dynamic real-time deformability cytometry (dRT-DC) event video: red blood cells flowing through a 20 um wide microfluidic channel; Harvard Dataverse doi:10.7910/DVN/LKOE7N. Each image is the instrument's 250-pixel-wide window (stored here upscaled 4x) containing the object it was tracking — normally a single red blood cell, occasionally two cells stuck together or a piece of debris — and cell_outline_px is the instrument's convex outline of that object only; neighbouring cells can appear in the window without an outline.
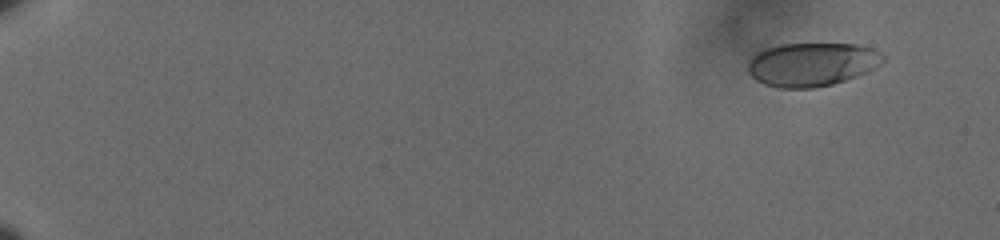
{"species": "human", "species_latin": "Homo sapiens", "temperature_condition": "cold", "stored_images_in_passage": 51, "camera_frame_rate_fps": 3000, "um_per_image_px": 0.085, "donor": {"sex": "male"}, "frame": {"image": 1, "passage_image": 4, "time_ms": 1.0, "image_size_px": [1000, 240], "cell_outline_px": [[884, 60], [876, 68], [868, 72], [832, 84], [812, 88], [780, 88], [764, 84], [756, 80], [748, 72], [748, 60], [756, 52], [780, 44], [856, 44], [872, 48], [884, 56]], "centroid_in_image_um": [68.99, 5.47], "position_along_channel_um": 16.0, "area_um2": 34.33}}
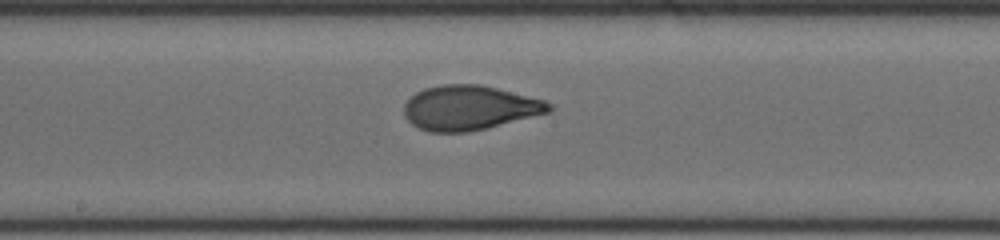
{"frame": {"image": 2, "passage_image": 29, "time_ms": 9.333, "image_size_px": [1000, 240], "cell_outline_px": [[552, 108], [548, 112], [488, 128], [468, 132], [428, 132], [412, 124], [404, 116], [404, 104], [416, 92], [424, 88], [444, 84], [480, 84], [544, 100], [552, 104]], "centroid_in_image_um": [39.87, 9.16], "position_along_channel_um": 208.3, "area_um2": 37.45}}
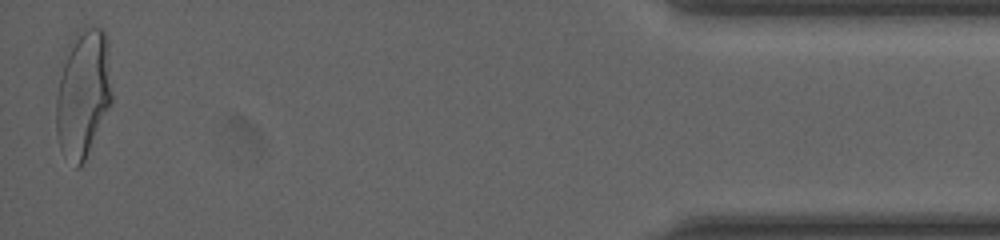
{"frame": {"image": 3, "passage_image": 51, "time_ms": 16.667, "image_size_px": [1000, 240], "cell_outline_px": [[112, 100], [84, 160], [80, 168], [76, 168], [60, 148], [56, 132], [56, 96], [68, 44], [76, 32], [84, 24], [100, 28], [108, 36], [112, 92]], "centroid_in_image_um": [7.07, 7.85], "position_along_channel_um": 428.1, "area_um2": 41.62}, "authors_computed_cell_mechanics": {"area_um2": 36.9342, "velocity_mm_per_s": 3.5949, "shape_relaxation_time_tau1_ms": 4.9299, "shape_relaxation_time_tau2_ms": 0.7448, "deformation_change_tau1": 0.1944, "deformation_change_tau2": 0.0624}}